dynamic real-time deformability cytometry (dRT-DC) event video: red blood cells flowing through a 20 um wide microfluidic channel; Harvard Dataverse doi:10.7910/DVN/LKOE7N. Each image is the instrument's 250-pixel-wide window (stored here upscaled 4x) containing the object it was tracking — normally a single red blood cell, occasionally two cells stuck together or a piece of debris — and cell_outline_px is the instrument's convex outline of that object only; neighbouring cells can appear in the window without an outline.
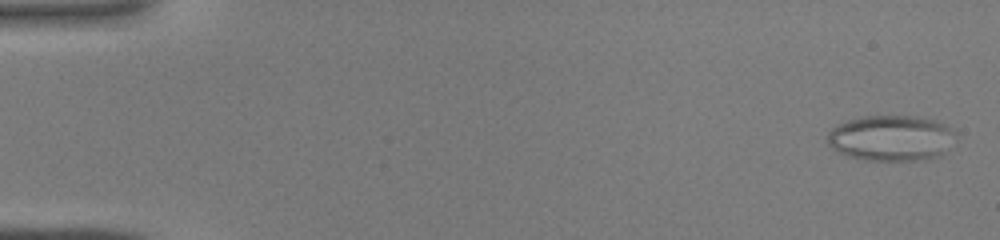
{"species": "common noctule bat (a hibernating species)", "species_latin": "Nyctalus noctula", "temperature_condition": "warm", "stored_images_in_passage": 45, "camera_frame_rate_fps": 3000, "um_per_image_px": 0.085, "animal": {"sex": "male", "body_mass_g": 19.0, "forearm_length_mm": 50.8}, "frame": {"image": 1, "passage_image": 2, "time_ms": 0.333, "image_size_px": [1000, 240], "cell_outline_px": [[948, 132], [944, 152], [940, 156], [920, 160], [864, 160], [848, 156], [832, 148], [828, 144], [828, 132], [832, 128], [848, 120], [864, 116], [916, 116], [936, 120], [944, 124], [948, 128]], "centroid_in_image_um": [75.62, 11.73], "position_along_channel_um": 9.4, "area_um2": 33.12}}
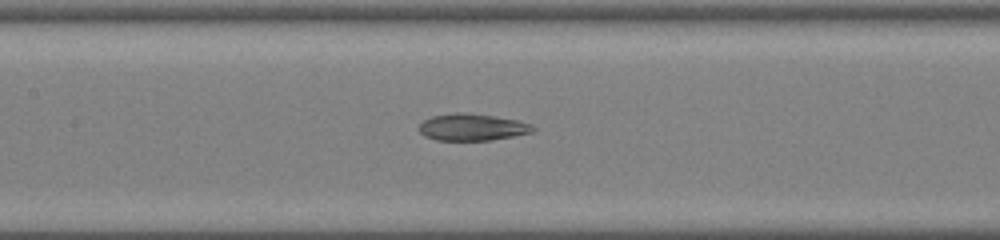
{"frame": {"image": 2, "passage_image": 22, "time_ms": 7.0, "image_size_px": [1000, 240], "cell_outline_px": [[536, 128], [532, 132], [492, 140], [436, 140], [424, 136], [420, 132], [420, 124], [424, 120], [432, 116], [456, 112], [460, 112], [492, 116], [516, 120], [532, 124]], "centroid_in_image_um": [40.13, 10.81], "position_along_channel_um": 167.3, "area_um2": 17.63}}
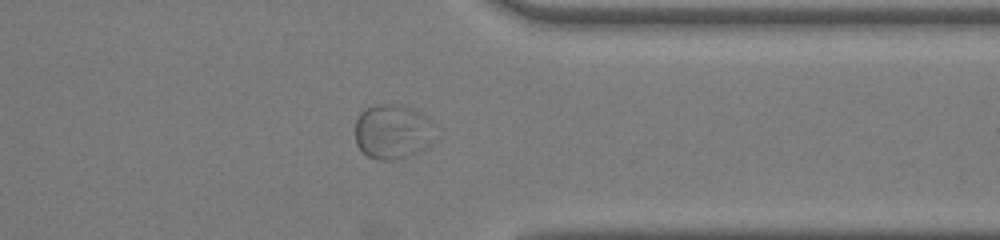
{"frame": {"image": 3, "passage_image": 36, "time_ms": 11.667, "image_size_px": [1000, 240], "cell_outline_px": [[440, 136], [436, 140], [424, 148], [416, 152], [392, 160], [380, 160], [368, 156], [356, 144], [356, 120], [360, 112], [364, 108], [380, 104], [400, 104], [412, 108], [428, 116], [432, 120]], "centroid_in_image_um": [33.45, 11.16], "position_along_channel_um": 378.0, "area_um2": 26.01}}